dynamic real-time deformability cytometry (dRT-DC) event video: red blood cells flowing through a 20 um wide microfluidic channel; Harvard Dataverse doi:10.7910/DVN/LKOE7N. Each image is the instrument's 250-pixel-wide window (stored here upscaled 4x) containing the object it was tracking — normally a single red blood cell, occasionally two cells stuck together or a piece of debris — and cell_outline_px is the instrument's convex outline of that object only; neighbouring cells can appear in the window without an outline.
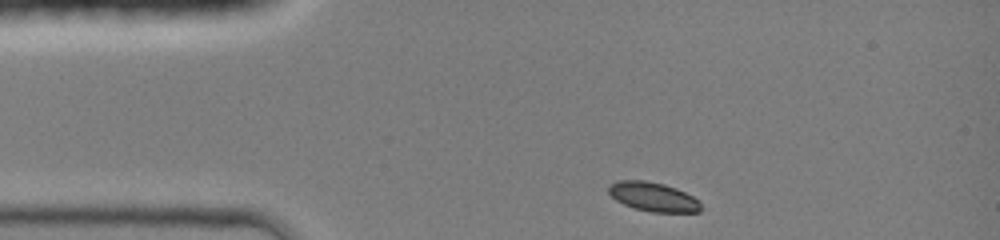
{"species": "common noctule bat (a hibernating species)", "species_latin": "Nyctalus noctula", "temperature_condition": "room temperature", "stored_images_in_passage": 33, "camera_frame_rate_fps": 3000, "um_per_image_px": 0.085, "animal": {"sex": "female", "body_mass_g": 19.0, "forearm_length_mm": 51.5}, "frame": {"image": 1, "passage_image": 1, "time_ms": 0.0, "image_size_px": [1000, 240], "cell_outline_px": [[700, 212], [652, 212], [636, 208], [624, 204], [616, 200], [608, 192], [608, 184], [620, 180], [644, 180], [664, 184], [676, 188], [700, 200]], "centroid_in_image_um": [55.51, 16.72], "position_along_channel_um": 29.5, "area_um2": 15.61}}
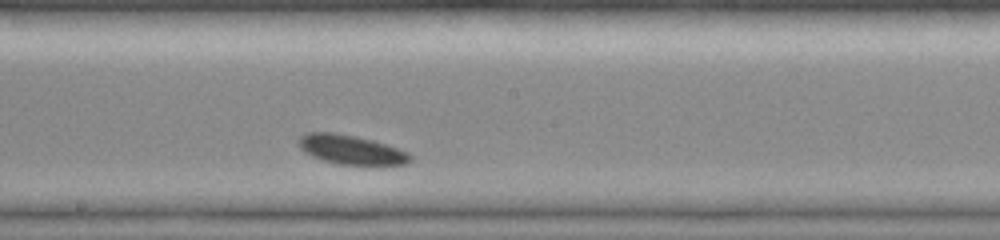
{"frame": {"image": 2, "passage_image": 19, "time_ms": 6.0, "image_size_px": [1000, 240], "cell_outline_px": [[412, 160], [408, 164], [340, 164], [324, 160], [312, 156], [304, 152], [300, 148], [296, 140], [300, 136], [308, 132], [332, 132], [372, 140], [408, 152], [412, 156]], "centroid_in_image_um": [29.8, 12.71], "position_along_channel_um": 218.4, "area_um2": 18.73}}
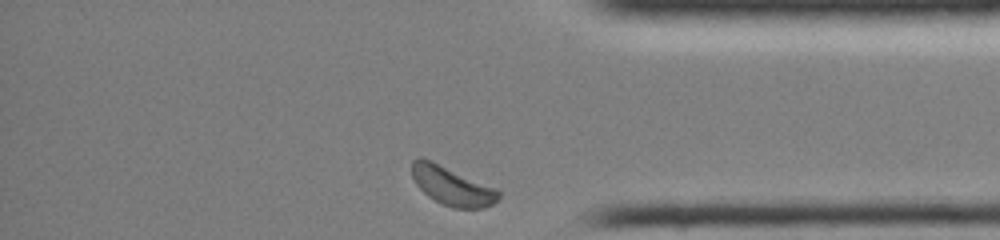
{"frame": {"image": 3, "passage_image": 33, "time_ms": 10.667, "image_size_px": [1000, 240], "cell_outline_px": [[500, 196], [492, 204], [484, 208], [452, 208], [440, 204], [428, 196], [416, 184], [412, 176], [412, 160], [416, 156], [420, 156], [432, 160], [496, 188], [500, 192]], "centroid_in_image_um": [38.39, 15.79], "position_along_channel_um": 396.8, "area_um2": 19.71}, "authors_computed_cell_mechanics": {"area_um2": 18.3226, "velocity_mm_per_s": 3.9382, "shape_relaxation_time_tau1_ms": 0.2113, "shape_relaxation_time_tau2_ms": null, "deformation_change_tau1": 0.0329, "deformation_change_tau2": null}}